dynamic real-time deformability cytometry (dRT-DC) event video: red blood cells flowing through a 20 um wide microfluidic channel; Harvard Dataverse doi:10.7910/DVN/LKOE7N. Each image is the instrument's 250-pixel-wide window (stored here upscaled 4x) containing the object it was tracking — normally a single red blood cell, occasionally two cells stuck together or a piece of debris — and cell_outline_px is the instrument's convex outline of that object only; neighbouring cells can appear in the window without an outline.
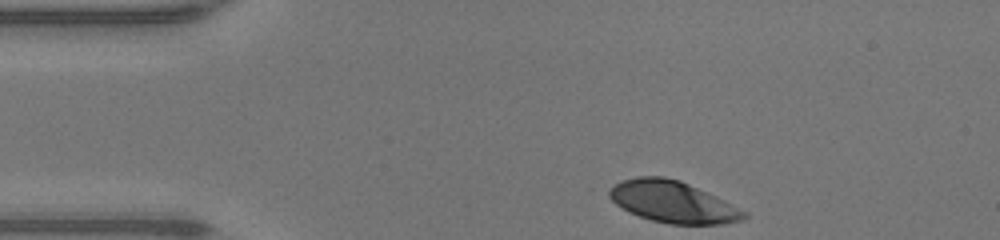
{"species": "human", "species_latin": "Homo sapiens", "temperature_condition": "warm", "stored_images_in_passage": 32, "camera_frame_rate_fps": 3000, "um_per_image_px": 0.085, "donor": {"sex": "male"}, "frame": {"image": 1, "passage_image": 1, "time_ms": 0.0, "image_size_px": [1000, 240], "cell_outline_px": [[748, 216], [744, 220], [724, 224], [668, 224], [652, 220], [628, 212], [616, 204], [608, 196], [608, 192], [616, 184], [624, 180], [636, 176], [664, 176], [680, 180], [708, 192], [748, 212]], "centroid_in_image_um": [57.23, 17.16], "position_along_channel_um": 27.8, "area_um2": 32.71}}
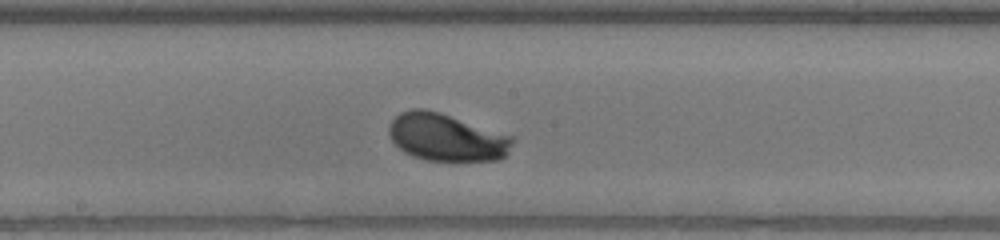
{"frame": {"image": 2, "passage_image": 18, "time_ms": 5.667, "image_size_px": [1000, 240], "cell_outline_px": [[512, 144], [508, 152], [500, 160], [424, 160], [412, 156], [404, 152], [392, 140], [388, 132], [388, 128], [392, 120], [400, 112], [412, 108], [424, 108], [440, 112], [512, 136]], "centroid_in_image_um": [37.91, 11.66], "position_along_channel_um": 210.3, "area_um2": 33.93}}
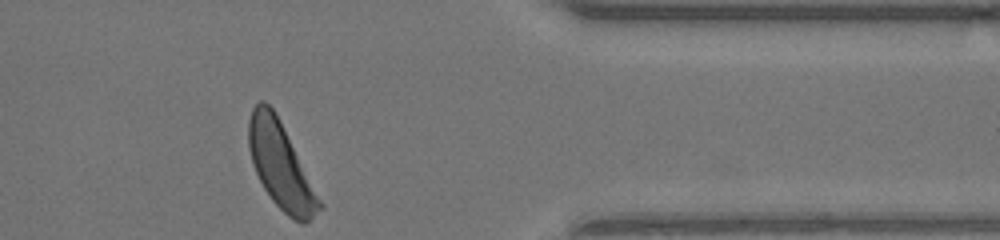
{"frame": {"image": 3, "passage_image": 32, "time_ms": 10.333, "image_size_px": [1000, 240], "cell_outline_px": [[324, 208], [304, 224], [300, 224], [292, 220], [272, 200], [264, 188], [256, 172], [248, 148], [248, 120], [252, 108], [260, 100], [264, 100], [272, 108], [324, 204]], "centroid_in_image_um": [23.87, 14.13], "position_along_channel_um": 387.5, "area_um2": 34.91}, "authors_computed_cell_mechanics": {"area_um2": 33.4662, "velocity_mm_per_s": 4.2659, "shape_relaxation_time_tau1_ms": 0.827, "shape_relaxation_time_tau2_ms": null, "deformation_change_tau1": 0.1056, "deformation_change_tau2": null}}